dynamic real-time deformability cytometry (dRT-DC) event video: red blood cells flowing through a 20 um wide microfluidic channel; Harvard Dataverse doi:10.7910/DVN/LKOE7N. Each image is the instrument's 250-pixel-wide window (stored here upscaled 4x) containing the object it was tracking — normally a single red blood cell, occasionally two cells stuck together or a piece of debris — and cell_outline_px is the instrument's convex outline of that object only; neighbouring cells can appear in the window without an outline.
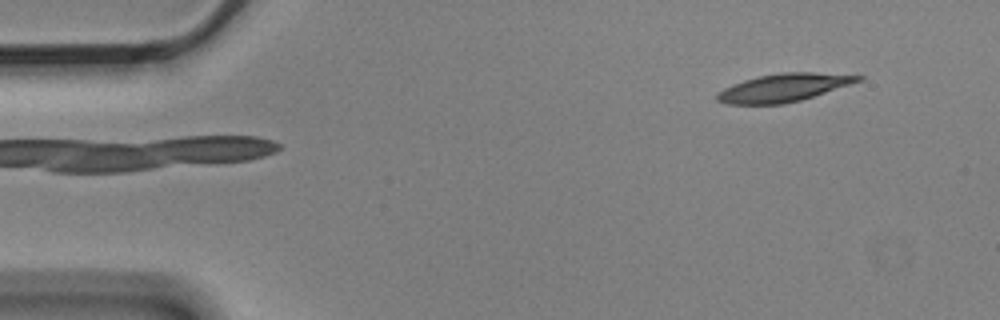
{"species": "Egyptian fruit bat (a non-hibernating species)", "species_latin": "Rousettus aegyptiacus", "temperature_condition": "cold", "stored_images_in_passage": 3, "camera_frame_rate_fps": 3000, "um_per_image_px": 0.085, "animal": {"sex": "male"}, "frame": {"image": 1, "passage_image": 3, "time_ms": 0.667, "image_size_px": [1000, 320], "cell_outline_px": [[864, 80], [800, 100], [784, 104], [728, 104], [716, 100], [716, 96], [724, 88], [732, 84], [744, 80], [760, 76], [780, 72], [812, 72], [864, 76]], "centroid_in_image_um": [66.62, 7.45], "position_along_channel_um": 18.4, "area_um2": 22.77}}